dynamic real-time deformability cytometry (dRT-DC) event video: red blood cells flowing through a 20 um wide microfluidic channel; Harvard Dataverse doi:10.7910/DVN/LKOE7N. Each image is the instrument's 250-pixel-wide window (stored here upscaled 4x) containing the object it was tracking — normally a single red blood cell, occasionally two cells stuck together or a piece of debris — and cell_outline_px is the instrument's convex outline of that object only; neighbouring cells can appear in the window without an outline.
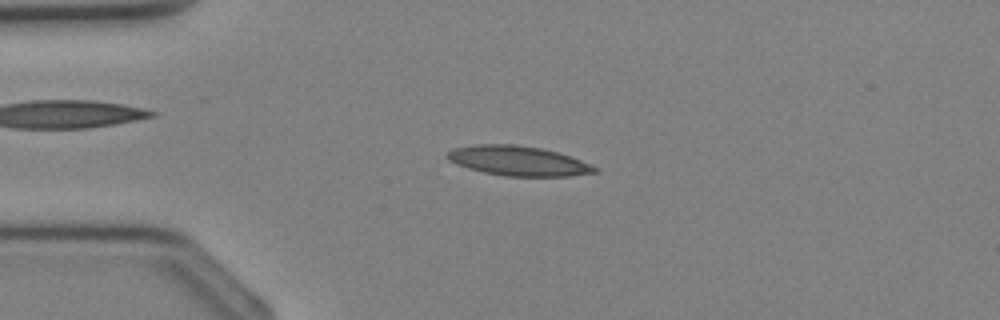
{"species": "Egyptian fruit bat (a non-hibernating species)", "species_latin": "Rousettus aegyptiacus", "temperature_condition": "cold", "stored_images_in_passage": 36, "camera_frame_rate_fps": 3000, "um_per_image_px": 0.085, "animal": {"sex": "female"}, "frame": {"image": 1, "passage_image": 9, "time_ms": 2.667, "image_size_px": [1000, 320], "cell_outline_px": [[600, 168], [596, 172], [568, 176], [504, 176], [484, 172], [468, 168], [456, 164], [448, 160], [444, 156], [452, 148], [476, 144], [516, 144], [544, 148], [572, 156]], "centroid_in_image_um": [44.04, 13.66], "position_along_channel_um": 41.0, "area_um2": 25.84}}
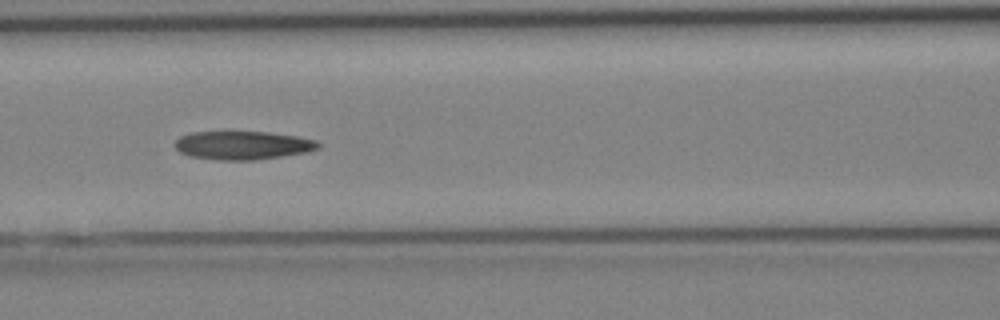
{"frame": {"image": 2, "passage_image": 16, "time_ms": 5.0, "image_size_px": [1000, 320], "cell_outline_px": [[320, 148], [308, 152], [256, 160], [216, 160], [188, 156], [180, 152], [176, 148], [176, 140], [180, 136], [192, 132], [268, 132], [296, 136], [316, 140], [320, 144]], "centroid_in_image_um": [20.64, 12.36], "position_along_channel_um": 146.0, "area_um2": 23.81}}
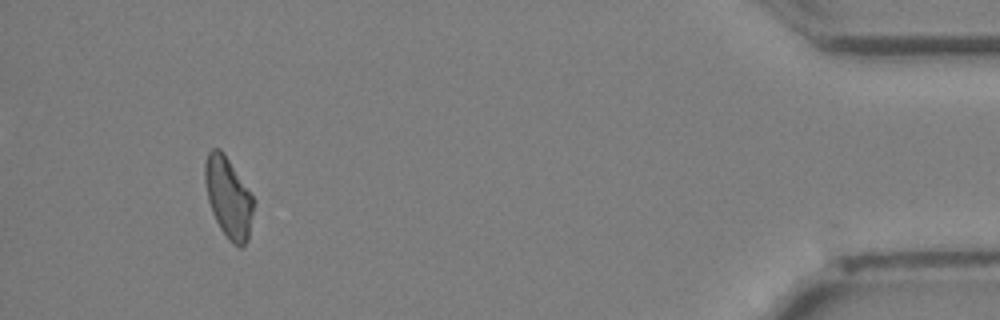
{"frame": {"image": 3, "passage_image": 34, "time_ms": 11.0, "image_size_px": [1000, 320], "cell_outline_px": [[252, 212], [248, 240], [240, 248], [232, 244], [228, 240], [220, 228], [212, 212], [208, 200], [204, 180], [204, 164], [208, 152], [212, 148], [220, 148], [252, 196]], "centroid_in_image_um": [19.37, 16.81], "position_along_channel_um": 415.8, "area_um2": 22.31}}